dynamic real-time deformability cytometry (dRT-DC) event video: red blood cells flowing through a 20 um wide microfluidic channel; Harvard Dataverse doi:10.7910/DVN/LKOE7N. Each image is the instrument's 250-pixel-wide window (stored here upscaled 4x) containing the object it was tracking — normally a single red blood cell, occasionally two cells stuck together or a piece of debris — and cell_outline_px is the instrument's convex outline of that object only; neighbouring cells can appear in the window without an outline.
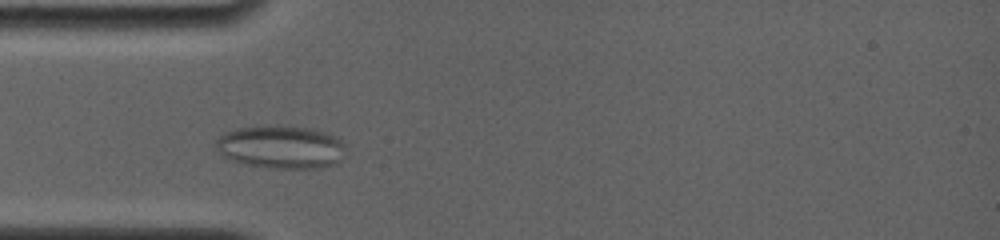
{"species": "common noctule bat (a hibernating species)", "species_latin": "Nyctalus noctula", "temperature_condition": "room temperature", "stored_images_in_passage": 5, "camera_frame_rate_fps": 4000, "um_per_image_px": 0.085, "animal": {"sex": "female", "body_mass_g": 19.0, "forearm_length_mm": 56.7}, "frame": {"image": 1, "passage_image": 4, "time_ms": 2.5, "image_size_px": [1000, 240], "cell_outline_px": [[344, 148], [340, 160], [332, 164], [320, 168], [272, 168], [252, 164], [236, 160], [224, 156], [216, 148], [216, 140], [224, 132], [240, 128], [268, 124], [312, 128], [324, 132], [340, 140], [344, 144]], "centroid_in_image_um": [23.88, 12.47], "position_along_channel_um": 61.1, "area_um2": 32.14}}
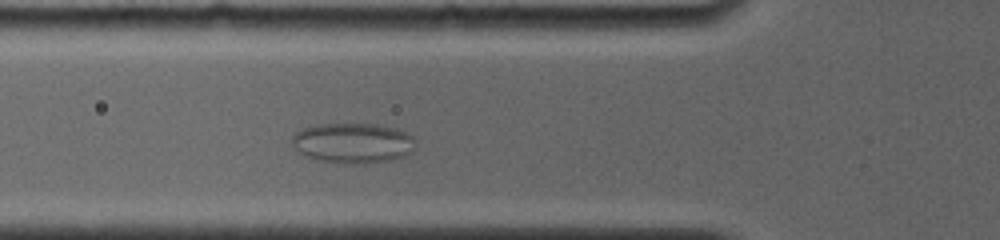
{"frame": {"image": 2, "passage_image": 5, "time_ms": 3.5, "image_size_px": [1000, 240], "cell_outline_px": [[416, 140], [412, 152], [404, 156], [392, 160], [364, 164], [320, 160], [304, 156], [292, 144], [292, 136], [296, 132], [304, 128], [316, 124], [376, 124], [396, 128], [412, 136]], "centroid_in_image_um": [30.02, 12.15], "position_along_channel_um": 95.8, "area_um2": 28.84}}